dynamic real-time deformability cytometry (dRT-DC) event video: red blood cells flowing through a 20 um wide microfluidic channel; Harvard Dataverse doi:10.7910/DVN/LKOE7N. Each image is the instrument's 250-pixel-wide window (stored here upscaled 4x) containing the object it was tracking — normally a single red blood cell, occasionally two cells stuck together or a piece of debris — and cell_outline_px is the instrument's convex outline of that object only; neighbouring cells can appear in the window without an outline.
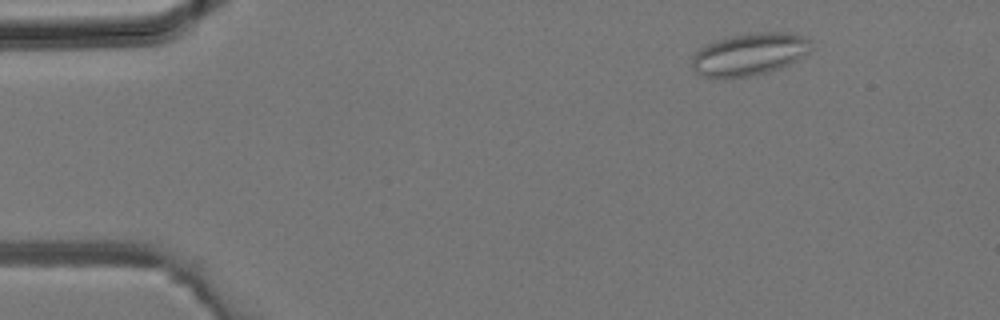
{"species": "common noctule bat (a hibernating species)", "species_latin": "Nyctalus noctula", "temperature_condition": "room temperature", "stored_images_in_passage": 38, "camera_frame_rate_fps": 3000, "um_per_image_px": 0.085, "animal": {"sex": "male", "body_mass_g": 19.2, "forearm_length_mm": 51.8}, "frame": {"image": 1, "passage_image": 4, "time_ms": 1.0, "image_size_px": [1000, 320], "cell_outline_px": [[812, 48], [804, 56], [788, 64], [764, 72], [748, 76], [700, 76], [692, 68], [692, 56], [700, 48], [716, 40], [728, 36], [756, 32], [792, 32], [804, 36], [812, 44]], "centroid_in_image_um": [63.71, 4.57], "position_along_channel_um": 21.3, "area_um2": 28.96}}
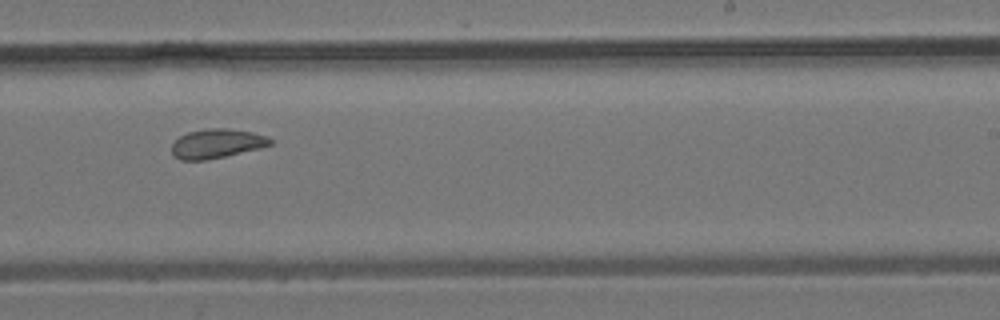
{"frame": {"image": 2, "passage_image": 23, "time_ms": 7.333, "image_size_px": [1000, 320], "cell_outline_px": [[272, 144], [260, 148], [208, 160], [180, 160], [172, 156], [172, 144], [180, 136], [188, 132], [208, 128], [228, 128], [252, 132], [268, 136], [272, 140]], "centroid_in_image_um": [18.42, 12.21], "position_along_channel_um": 270.6, "area_um2": 16.88}}
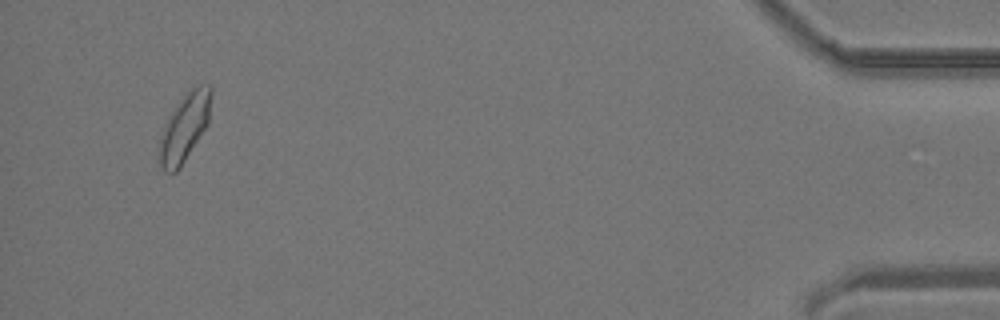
{"frame": {"image": 3, "passage_image": 36, "time_ms": 11.667, "image_size_px": [1000, 320], "cell_outline_px": [[212, 96], [208, 124], [180, 168], [176, 172], [164, 172], [160, 168], [156, 156], [160, 136], [164, 124], [168, 116], [184, 96], [192, 88], [200, 84], [212, 84]], "centroid_in_image_um": [15.66, 10.87], "position_along_channel_um": 419.5, "area_um2": 20.87}}